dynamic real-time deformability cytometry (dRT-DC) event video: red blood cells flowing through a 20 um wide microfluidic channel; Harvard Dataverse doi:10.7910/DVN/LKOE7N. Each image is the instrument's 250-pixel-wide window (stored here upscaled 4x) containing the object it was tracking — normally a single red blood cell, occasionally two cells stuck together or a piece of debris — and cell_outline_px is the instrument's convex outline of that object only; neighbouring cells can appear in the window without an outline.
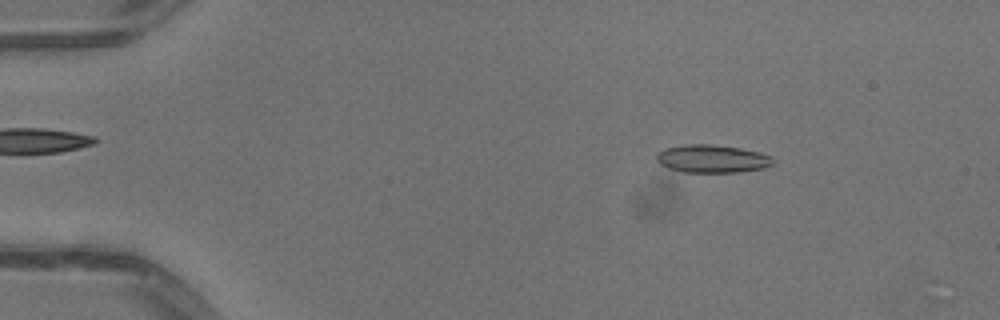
{"species": "common noctule bat (a hibernating species)", "species_latin": "Nyctalus noctula", "temperature_condition": "warm", "stored_images_in_passage": 51, "camera_frame_rate_fps": 3000, "um_per_image_px": 0.085, "animal": {"sex": "male", "body_mass_g": 13.3}, "frame": {"image": 1, "passage_image": 8, "time_ms": 2.333, "image_size_px": [1000, 320], "cell_outline_px": [[772, 164], [764, 168], [736, 172], [684, 172], [668, 168], [660, 164], [656, 160], [656, 152], [664, 148], [688, 144], [712, 144], [740, 148], [760, 152], [772, 156]], "centroid_in_image_um": [60.5, 13.48], "position_along_channel_um": 24.5, "area_um2": 19.02}}
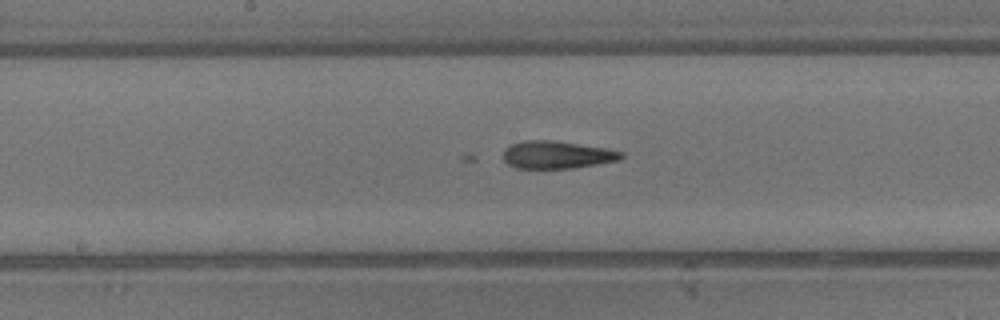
{"frame": {"image": 2, "passage_image": 27, "time_ms": 8.667, "image_size_px": [1000, 320], "cell_outline_px": [[624, 156], [620, 160], [572, 168], [516, 168], [508, 164], [504, 160], [504, 148], [512, 144], [524, 140], [552, 140], [604, 148], [624, 152]], "centroid_in_image_um": [47.33, 13.15], "position_along_channel_um": 200.9, "area_um2": 18.84}}
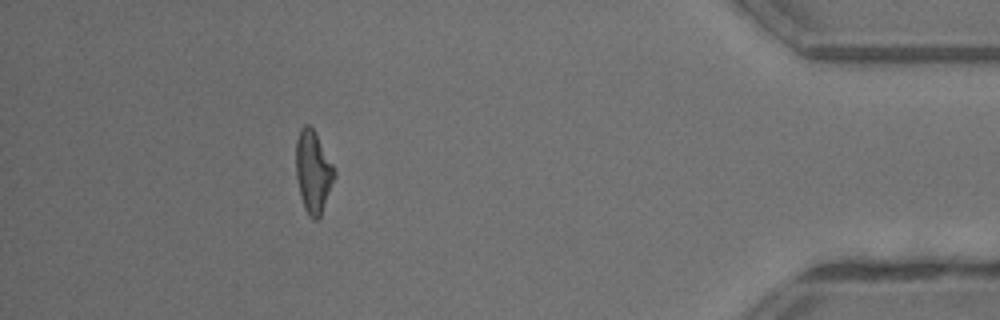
{"frame": {"image": 3, "passage_image": 46, "time_ms": 15.0, "image_size_px": [1000, 320], "cell_outline_px": [[336, 176], [320, 216], [316, 220], [312, 220], [308, 216], [304, 208], [300, 196], [296, 176], [296, 140], [300, 128], [304, 124], [308, 124], [316, 132], [336, 172]], "centroid_in_image_um": [26.61, 14.6], "position_along_channel_um": 408.6, "area_um2": 18.5}, "authors_computed_cell_mechanics": {"area_um2": 18.6694, "velocity_mm_per_s": 4.1132, "shape_relaxation_time_tau1_ms": null, "shape_relaxation_time_tau2_ms": 3.0459, "deformation_change_tau1": null, "deformation_change_tau2": 0.1201}}